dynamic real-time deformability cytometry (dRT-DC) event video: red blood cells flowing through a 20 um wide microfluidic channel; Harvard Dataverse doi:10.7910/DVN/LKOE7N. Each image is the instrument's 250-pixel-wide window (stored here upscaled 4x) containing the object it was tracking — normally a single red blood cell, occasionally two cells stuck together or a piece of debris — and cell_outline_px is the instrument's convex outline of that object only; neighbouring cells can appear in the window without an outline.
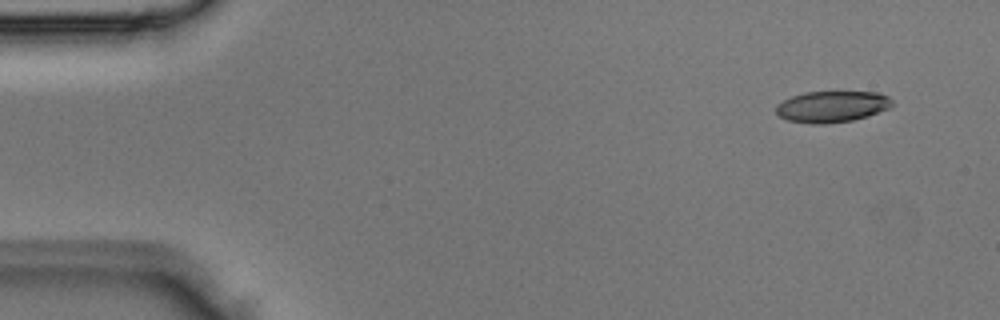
{"species": "Egyptian fruit bat (a non-hibernating species)", "species_latin": "Rousettus aegyptiacus", "temperature_condition": "room temperature", "stored_images_in_passage": 3, "camera_frame_rate_fps": 3000, "um_per_image_px": 0.085, "animal": {"sex": "male"}, "frame": {"image": 1, "passage_image": 1, "time_ms": 0.0, "image_size_px": [1000, 320], "cell_outline_px": [[892, 104], [888, 108], [868, 116], [852, 120], [824, 124], [812, 124], [788, 120], [780, 116], [776, 112], [776, 104], [792, 96], [804, 92], [880, 92], [888, 96], [892, 100]], "centroid_in_image_um": [70.71, 9.06], "position_along_channel_um": 14.3, "area_um2": 21.1}}